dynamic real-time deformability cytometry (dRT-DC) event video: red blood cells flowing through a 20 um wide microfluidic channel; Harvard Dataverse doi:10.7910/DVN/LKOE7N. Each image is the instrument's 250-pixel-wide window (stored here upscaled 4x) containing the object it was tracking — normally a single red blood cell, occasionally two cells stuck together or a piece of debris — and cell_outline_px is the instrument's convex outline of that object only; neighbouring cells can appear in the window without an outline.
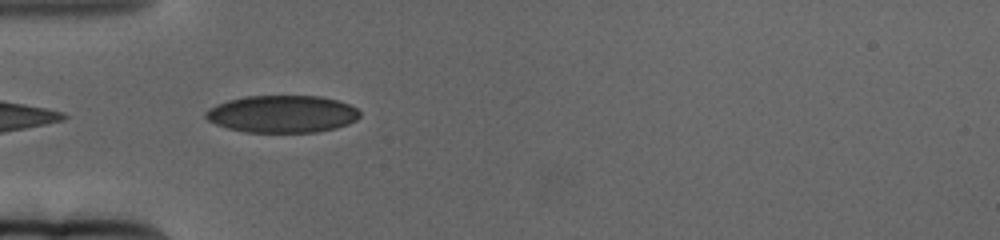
{"species": "human", "species_latin": "Homo sapiens", "temperature_condition": "cold", "stored_images_in_passage": 46, "camera_frame_rate_fps": 3000, "um_per_image_px": 0.085, "donor": {"sex": "female"}, "frame": {"image": 1, "passage_image": 1, "time_ms": 0.0, "image_size_px": [1000, 240], "cell_outline_px": [[360, 116], [356, 120], [348, 124], [336, 128], [316, 132], [244, 132], [228, 128], [216, 124], [208, 120], [204, 116], [204, 112], [208, 108], [216, 104], [228, 100], [244, 96], [320, 96], [336, 100], [348, 104], [356, 108], [360, 112]], "centroid_in_image_um": [23.96, 9.69], "position_along_channel_um": 61.0, "area_um2": 33.58}}
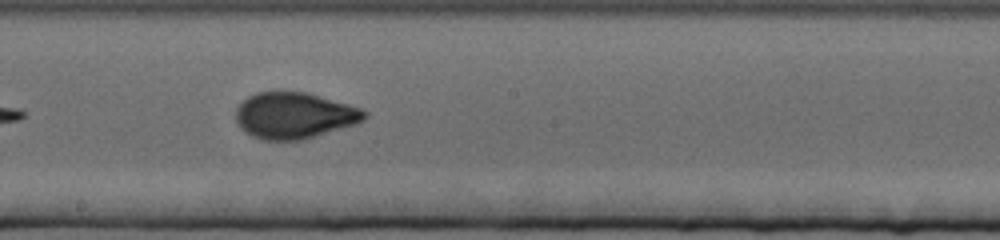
{"frame": {"image": 2, "passage_image": 17, "time_ms": 5.333, "image_size_px": [1000, 240], "cell_outline_px": [[368, 116], [364, 120], [356, 124], [300, 140], [260, 140], [252, 136], [236, 120], [236, 108], [248, 96], [256, 92], [308, 92], [348, 104], [360, 108], [368, 112]], "centroid_in_image_um": [25.04, 9.81], "position_along_channel_um": 223.2, "area_um2": 34.39}}
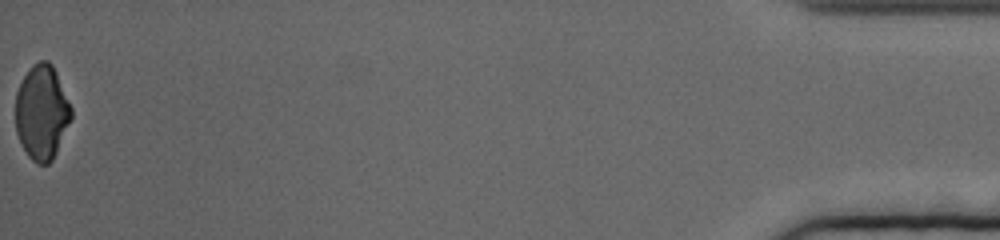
{"frame": {"image": 3, "passage_image": 46, "time_ms": 15.0, "image_size_px": [1000, 240], "cell_outline_px": [[72, 116], [56, 152], [52, 160], [48, 164], [36, 164], [28, 156], [16, 132], [16, 92], [24, 76], [32, 64], [40, 60], [48, 60], [52, 64], [56, 72], [72, 108]], "centroid_in_image_um": [3.55, 9.54], "position_along_channel_um": 431.6, "area_um2": 30.52}, "authors_computed_cell_mechanics": {"area_um2": 33.2928, "velocity_mm_per_s": 3.1138, "shape_relaxation_time_tau1_ms": 6.0567, "shape_relaxation_time_tau2_ms": null, "deformation_change_tau1": 0.1648, "deformation_change_tau2": null}}